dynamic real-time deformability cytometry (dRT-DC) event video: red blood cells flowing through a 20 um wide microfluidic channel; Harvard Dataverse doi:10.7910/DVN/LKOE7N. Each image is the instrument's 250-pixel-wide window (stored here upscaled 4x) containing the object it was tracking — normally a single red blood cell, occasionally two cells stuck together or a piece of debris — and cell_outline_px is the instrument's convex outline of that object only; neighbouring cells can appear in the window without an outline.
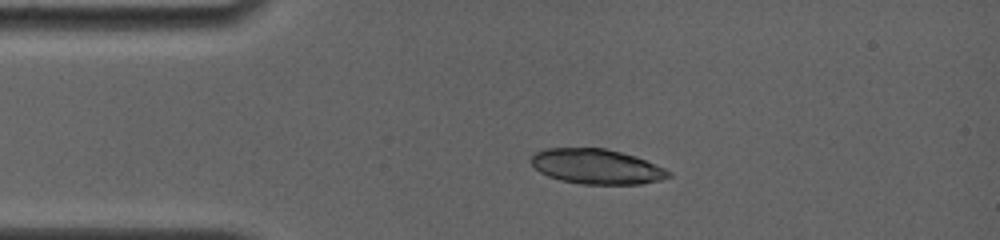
{"species": "common noctule bat (a hibernating species)", "species_latin": "Nyctalus noctula", "temperature_condition": "room temperature", "stored_images_in_passage": 16, "camera_frame_rate_fps": 4000, "um_per_image_px": 0.085, "animal": {"sex": "female", "body_mass_g": 19.0, "forearm_length_mm": 56.7}, "frame": {"image": 1, "passage_image": 12, "time_ms": 2.75, "image_size_px": [1000, 240], "cell_outline_px": [[672, 176], [660, 180], [640, 184], [580, 184], [560, 180], [548, 176], [540, 172], [528, 160], [532, 152], [544, 148], [604, 148], [636, 156], [664, 168], [672, 172]], "centroid_in_image_um": [50.67, 14.15], "position_along_channel_um": 34.3, "area_um2": 28.26}}